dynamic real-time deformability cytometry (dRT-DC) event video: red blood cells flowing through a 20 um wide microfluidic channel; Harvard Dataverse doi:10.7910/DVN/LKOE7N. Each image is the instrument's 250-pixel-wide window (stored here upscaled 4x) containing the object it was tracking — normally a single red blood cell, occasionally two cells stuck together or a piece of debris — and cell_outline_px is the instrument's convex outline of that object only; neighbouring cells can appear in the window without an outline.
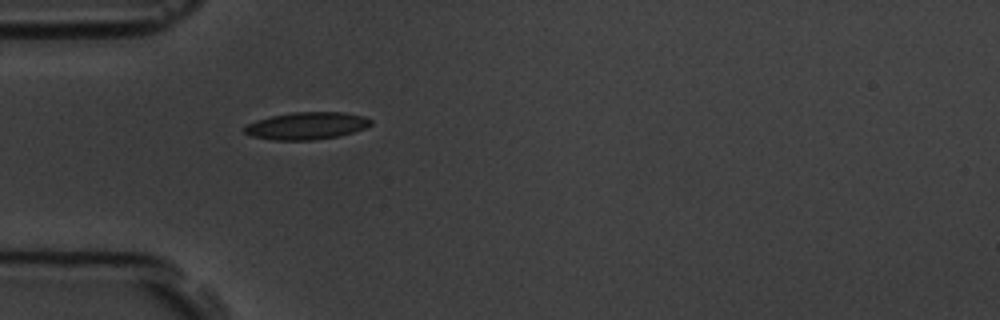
{"species": "common noctule bat (a hibernating species)", "species_latin": "Nyctalus noctula", "temperature_condition": "room temperature", "stored_images_in_passage": 1, "camera_frame_rate_fps": 3000, "um_per_image_px": 0.085, "animal": {"sex": "male", "body_mass_g": 19.5, "forearm_length_mm": 54.6}, "frame": {"image": 1, "passage_image": 1, "time_ms": 0.0, "image_size_px": [1000, 320], "cell_outline_px": [[372, 124], [364, 128], [340, 136], [312, 140], [272, 140], [252, 136], [244, 132], [244, 128], [248, 124], [256, 120], [272, 116], [292, 112], [344, 112], [364, 116], [372, 120]], "centroid_in_image_um": [26.08, 10.69], "position_along_channel_um": 58.9, "area_um2": 20.06}}